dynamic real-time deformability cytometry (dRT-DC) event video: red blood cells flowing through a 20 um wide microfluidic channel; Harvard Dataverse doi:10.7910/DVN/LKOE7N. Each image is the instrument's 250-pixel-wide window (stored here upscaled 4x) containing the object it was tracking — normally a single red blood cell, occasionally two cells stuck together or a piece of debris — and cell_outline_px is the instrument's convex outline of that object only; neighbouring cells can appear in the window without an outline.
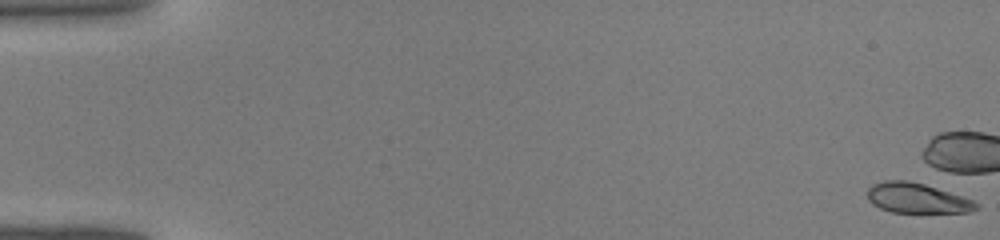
{"species": "common noctule bat (a hibernating species)", "species_latin": "Nyctalus noctula", "temperature_condition": "warm", "stored_images_in_passage": 4, "camera_frame_rate_fps": 3000, "um_per_image_px": 0.085, "animal": {"sex": "male", "body_mass_g": 19.0, "forearm_length_mm": 50.8}, "frame": {"image": 1, "passage_image": 1, "time_ms": 0.0, "image_size_px": [1000, 240], "cell_outline_px": [[980, 208], [972, 212], [892, 212], [880, 208], [872, 204], [868, 200], [868, 188], [872, 184], [884, 180], [908, 180], [924, 184], [972, 200], [980, 204]], "centroid_in_image_um": [77.93, 16.84], "position_along_channel_um": 7.1, "area_um2": 18.96}}